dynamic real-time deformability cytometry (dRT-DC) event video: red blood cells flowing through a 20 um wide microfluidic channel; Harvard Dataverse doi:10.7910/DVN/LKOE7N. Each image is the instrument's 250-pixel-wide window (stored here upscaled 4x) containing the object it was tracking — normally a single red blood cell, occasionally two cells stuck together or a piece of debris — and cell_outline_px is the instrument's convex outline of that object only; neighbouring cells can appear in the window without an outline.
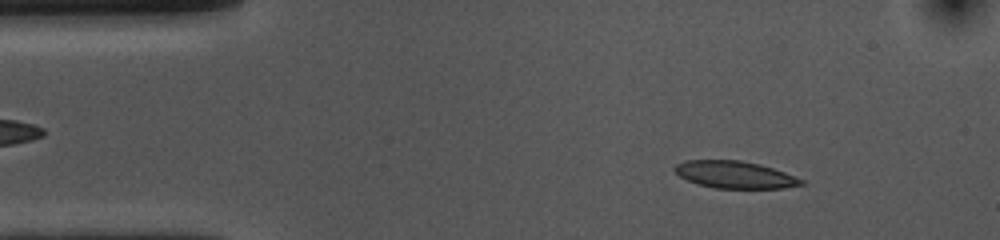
{"species": "common noctule bat (a hibernating species)", "species_latin": "Nyctalus noctula", "temperature_condition": "cold", "stored_images_in_passage": 53, "camera_frame_rate_fps": 3000, "um_per_image_px": 0.085, "animal": {"sex": "female", "body_mass_g": 10.0, "forearm_length_mm": 53.1}, "frame": {"image": 1, "passage_image": 6, "time_ms": 1.667, "image_size_px": [1000, 240], "cell_outline_px": [[804, 184], [784, 188], [716, 188], [696, 184], [680, 176], [672, 168], [676, 164], [684, 160], [740, 160], [760, 164], [784, 172], [804, 180]], "centroid_in_image_um": [62.43, 14.84], "position_along_channel_um": 22.6, "area_um2": 20.0}}
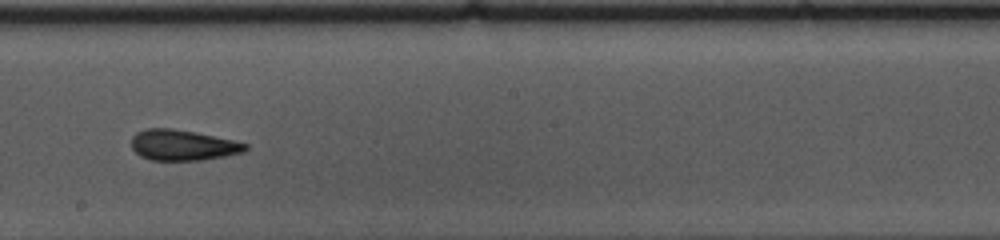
{"frame": {"image": 2, "passage_image": 28, "time_ms": 9.0, "image_size_px": [1000, 240], "cell_outline_px": [[248, 148], [244, 152], [224, 156], [200, 160], [152, 160], [140, 156], [132, 148], [132, 136], [136, 132], [144, 128], [172, 128], [196, 132], [232, 140], [248, 144]], "centroid_in_image_um": [15.51, 12.33], "position_along_channel_um": 232.7, "area_um2": 20.35}}
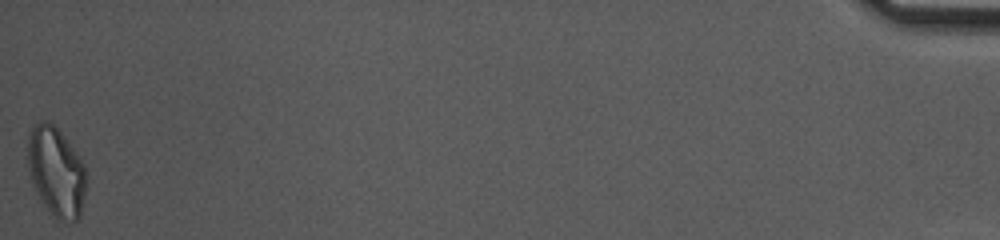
{"frame": {"image": 3, "passage_image": 53, "time_ms": 17.333, "image_size_px": [1000, 240], "cell_outline_px": [[88, 176], [80, 216], [76, 220], [56, 220], [48, 212], [32, 184], [28, 164], [28, 132], [40, 120], [44, 120], [52, 124], [60, 132], [76, 152], [84, 164]], "centroid_in_image_um": [4.78, 14.61], "position_along_channel_um": 430.4, "area_um2": 30.52}, "authors_computed_cell_mechanics": {"area_um2": 20.8658, "velocity_mm_per_s": 3.623, "shape_relaxation_time_tau1_ms": 7.6221, "shape_relaxation_time_tau2_ms": 3.8273, "deformation_change_tau1": 0.1598, "deformation_change_tau2": 0.1058}}